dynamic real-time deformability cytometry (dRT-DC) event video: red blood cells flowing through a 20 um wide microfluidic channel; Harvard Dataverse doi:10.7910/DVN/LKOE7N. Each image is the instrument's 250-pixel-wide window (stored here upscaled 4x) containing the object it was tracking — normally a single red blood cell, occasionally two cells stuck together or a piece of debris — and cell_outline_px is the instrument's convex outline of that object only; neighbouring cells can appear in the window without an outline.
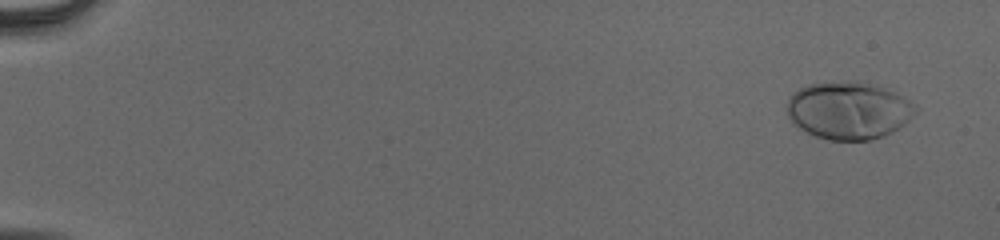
{"species": "human", "species_latin": "Homo sapiens", "temperature_condition": "cold", "stored_images_in_passage": 55, "camera_frame_rate_fps": 3000, "um_per_image_px": 0.085, "donor": {"sex": "male"}, "frame": {"image": 1, "passage_image": 3, "time_ms": 0.667, "image_size_px": [1000, 240], "cell_outline_px": [[920, 108], [904, 124], [892, 132], [884, 136], [872, 140], [828, 140], [816, 136], [800, 128], [788, 116], [788, 100], [800, 88], [808, 84], [856, 80], [860, 80], [892, 92], [908, 100]], "centroid_in_image_um": [72.15, 9.39], "position_along_channel_um": 12.8, "area_um2": 42.66}}
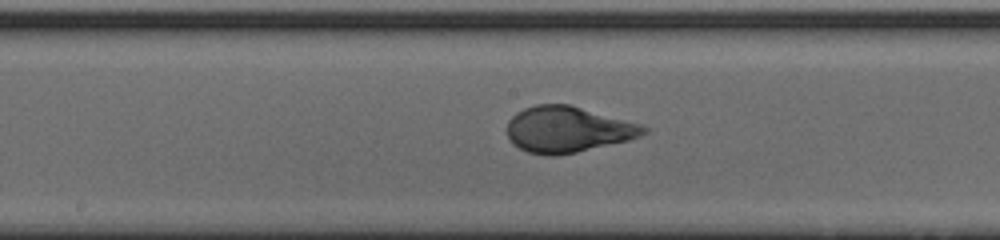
{"frame": {"image": 2, "passage_image": 31, "time_ms": 10.0, "image_size_px": [1000, 240], "cell_outline_px": [[648, 132], [640, 136], [628, 140], [576, 152], [556, 156], [544, 156], [528, 152], [512, 144], [508, 140], [508, 120], [516, 112], [524, 108], [536, 104], [572, 104], [640, 124], [648, 128]], "centroid_in_image_um": [48.23, 11.0], "position_along_channel_um": 200.0, "area_um2": 36.76}}
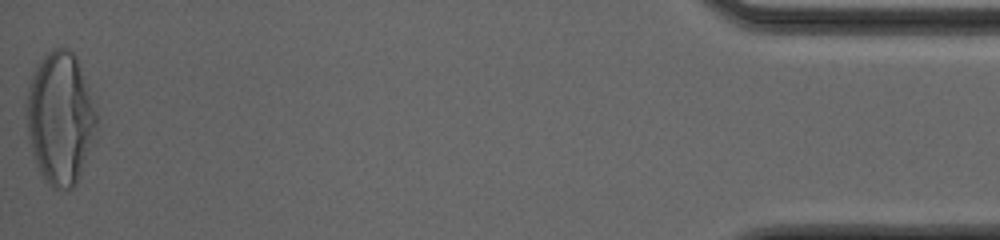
{"frame": {"image": 3, "passage_image": 55, "time_ms": 18.0, "image_size_px": [1000, 240], "cell_outline_px": [[96, 124], [76, 184], [68, 192], [52, 188], [44, 180], [36, 164], [32, 152], [28, 136], [24, 116], [24, 108], [28, 88], [32, 72], [36, 64], [48, 52], [56, 48], [68, 48], [76, 56], [96, 112]], "centroid_in_image_um": [5.04, 10.04], "position_along_channel_um": 430.2, "area_um2": 53.7}, "authors_computed_cell_mechanics": {"area_um2": 37.2232, "velocity_mm_per_s": 3.8853, "shape_relaxation_time_tau1_ms": 4.0347, "shape_relaxation_time_tau2_ms": null, "deformation_change_tau1": 0.2257, "deformation_change_tau2": null}}